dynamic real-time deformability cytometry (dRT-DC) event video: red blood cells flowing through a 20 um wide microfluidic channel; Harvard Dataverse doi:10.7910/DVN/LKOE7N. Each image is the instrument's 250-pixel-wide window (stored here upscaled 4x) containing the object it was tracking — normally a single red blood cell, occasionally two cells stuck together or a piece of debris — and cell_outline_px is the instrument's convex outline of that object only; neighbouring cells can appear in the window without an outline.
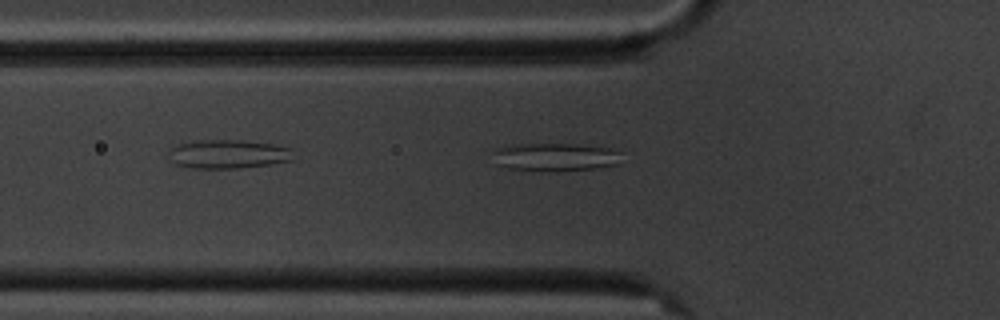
{"species": "common noctule bat (a hibernating species)", "species_latin": "Nyctalus noctula", "temperature_condition": "cold", "stored_images_in_passage": 5, "camera_frame_rate_fps": 3000, "um_per_image_px": 0.085, "animal": {"sex": "male", "body_mass_g": 20.1, "forearm_length_mm": 53.5}, "frame": {"image": 1, "passage_image": 5, "time_ms": 4.667, "image_size_px": [1000, 320], "cell_outline_px": [[620, 152], [616, 164], [596, 168], [548, 172], [508, 168], [500, 164], [492, 152], [496, 148], [516, 144], [576, 144], [608, 148]], "centroid_in_image_um": [47.17, 13.35], "position_along_channel_um": 78.6, "area_um2": 20.75}}